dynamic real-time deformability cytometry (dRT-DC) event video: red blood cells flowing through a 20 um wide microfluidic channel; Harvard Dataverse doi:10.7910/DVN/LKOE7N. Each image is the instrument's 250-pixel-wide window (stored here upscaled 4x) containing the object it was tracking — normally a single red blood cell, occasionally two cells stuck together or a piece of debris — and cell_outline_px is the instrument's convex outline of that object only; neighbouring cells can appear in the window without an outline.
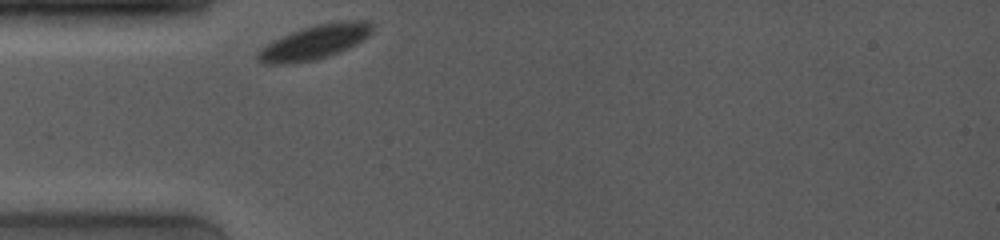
{"species": "common noctule bat (a hibernating species)", "species_latin": "Nyctalus noctula", "temperature_condition": "room temperature", "stored_images_in_passage": 40, "camera_frame_rate_fps": 4000, "um_per_image_px": 0.085, "animal": {"sex": "female", "body_mass_g": 19.0, "forearm_length_mm": 53.3}, "frame": {"image": 1, "passage_image": 1, "time_ms": 0.0, "image_size_px": [1000, 240], "cell_outline_px": [[372, 32], [364, 40], [348, 48], [312, 60], [280, 64], [268, 64], [260, 60], [256, 56], [256, 52], [260, 48], [292, 32], [304, 28], [320, 24], [344, 20], [364, 20], [372, 24]], "centroid_in_image_um": [26.78, 3.56], "position_along_channel_um": 58.2, "area_um2": 22.08}}
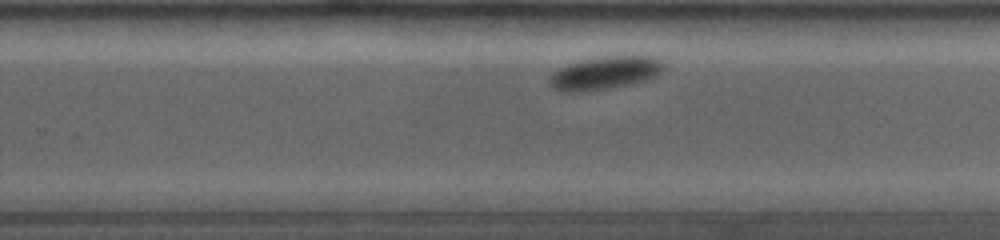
{"frame": {"image": 2, "passage_image": 26, "time_ms": 6.25, "image_size_px": [1000, 240], "cell_outline_px": [[664, 64], [660, 72], [656, 76], [648, 80], [588, 92], [560, 92], [552, 88], [548, 84], [548, 80], [552, 72], [568, 64], [580, 60], [604, 56], [656, 56]], "centroid_in_image_um": [51.37, 6.21], "position_along_channel_um": 278.4, "area_um2": 22.2}}
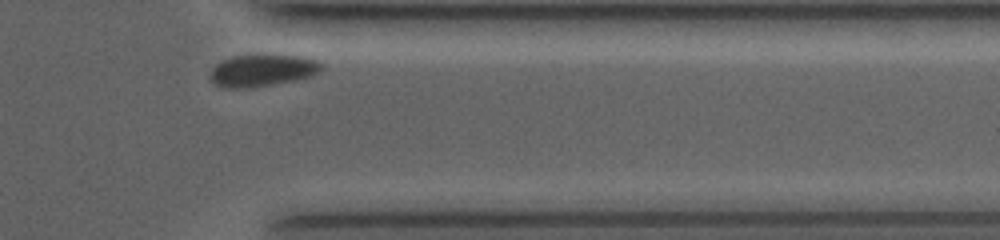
{"frame": {"image": 3, "passage_image": 38, "time_ms": 9.25, "image_size_px": [1000, 240], "cell_outline_px": [[324, 68], [312, 76], [296, 80], [252, 88], [224, 88], [216, 84], [208, 76], [212, 68], [216, 64], [224, 60], [236, 56], [300, 56], [316, 60]], "centroid_in_image_um": [22.29, 6.02], "position_along_channel_um": 389.1, "area_um2": 20.46}, "authors_computed_cell_mechanics": {"area_um2": 22.1663, "velocity_mm_per_s": 3.5859, "shape_relaxation_time_tau1_ms": 3.5708, "shape_relaxation_time_tau2_ms": null, "deformation_change_tau1": 0.1193, "deformation_change_tau2": null}}